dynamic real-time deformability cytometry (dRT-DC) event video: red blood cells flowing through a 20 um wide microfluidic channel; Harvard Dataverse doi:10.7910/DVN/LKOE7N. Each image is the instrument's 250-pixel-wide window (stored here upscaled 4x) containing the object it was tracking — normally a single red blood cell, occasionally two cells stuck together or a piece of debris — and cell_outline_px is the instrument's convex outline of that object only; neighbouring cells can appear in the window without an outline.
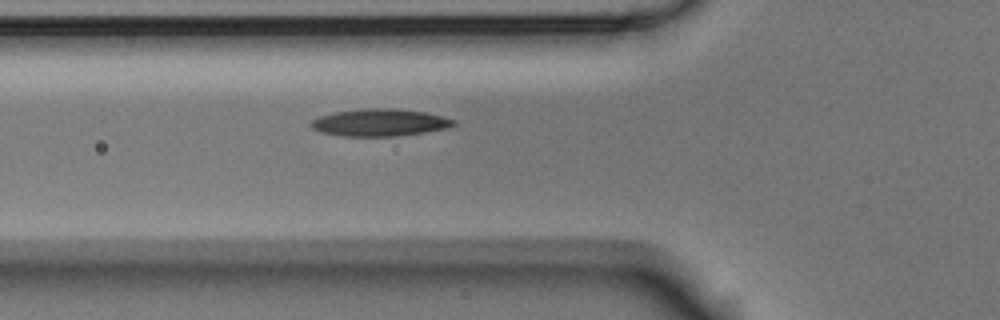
{"species": "Egyptian fruit bat (a non-hibernating species)", "species_latin": "Rousettus aegyptiacus", "temperature_condition": "room temperature", "stored_images_in_passage": 6, "camera_frame_rate_fps": 3000, "um_per_image_px": 0.085, "animal": {"sex": "male"}, "frame": {"image": 1, "passage_image": 6, "time_ms": 1.667, "image_size_px": [1000, 320], "cell_outline_px": [[456, 124], [444, 128], [424, 132], [396, 136], [344, 136], [320, 132], [312, 128], [312, 120], [320, 116], [336, 112], [364, 108], [392, 108], [424, 112], [456, 120]], "centroid_in_image_um": [32.26, 10.41], "position_along_channel_um": 93.5, "area_um2": 22.31}}